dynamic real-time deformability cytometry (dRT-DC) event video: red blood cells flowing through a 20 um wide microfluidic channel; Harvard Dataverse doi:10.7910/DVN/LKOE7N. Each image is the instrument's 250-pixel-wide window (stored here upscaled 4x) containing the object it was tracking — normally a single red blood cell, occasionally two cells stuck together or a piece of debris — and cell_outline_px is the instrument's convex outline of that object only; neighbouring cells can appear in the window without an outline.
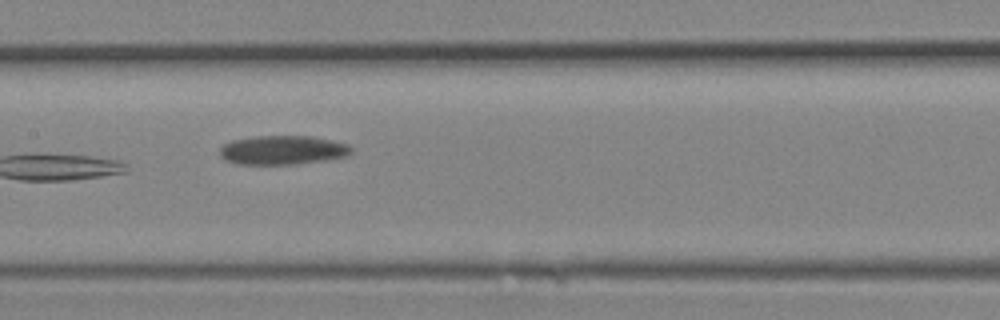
{"species": "Egyptian fruit bat (a non-hibernating species)", "species_latin": "Rousettus aegyptiacus", "temperature_condition": "room temperature", "stored_images_in_passage": 13, "camera_frame_rate_fps": 3000, "um_per_image_px": 0.085, "animal": {"sex": "female"}, "frame": {"image": 1, "passage_image": 8, "time_ms": 2.333, "image_size_px": [1000, 320], "cell_outline_px": [[352, 152], [348, 156], [328, 160], [296, 164], [240, 164], [224, 160], [220, 156], [220, 148], [224, 144], [232, 140], [256, 136], [312, 136], [348, 144], [352, 148]], "centroid_in_image_um": [24.04, 12.76], "position_along_channel_um": 183.4, "area_um2": 22.37}}
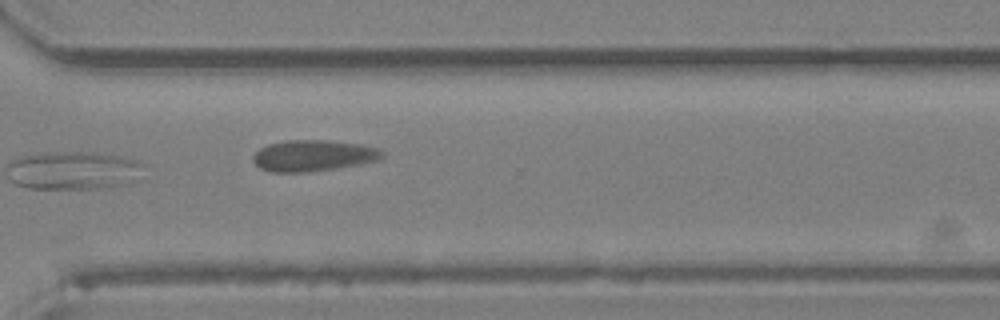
{"frame": {"image": 2, "passage_image": 13, "time_ms": 4.0, "image_size_px": [1000, 320], "cell_outline_px": [[384, 156], [376, 160], [360, 164], [336, 168], [304, 172], [272, 172], [260, 168], [252, 160], [252, 156], [260, 148], [268, 144], [288, 140], [328, 140], [360, 144], [380, 148], [384, 152]], "centroid_in_image_um": [26.63, 13.22], "position_along_channel_um": 344.0, "area_um2": 23.47}}